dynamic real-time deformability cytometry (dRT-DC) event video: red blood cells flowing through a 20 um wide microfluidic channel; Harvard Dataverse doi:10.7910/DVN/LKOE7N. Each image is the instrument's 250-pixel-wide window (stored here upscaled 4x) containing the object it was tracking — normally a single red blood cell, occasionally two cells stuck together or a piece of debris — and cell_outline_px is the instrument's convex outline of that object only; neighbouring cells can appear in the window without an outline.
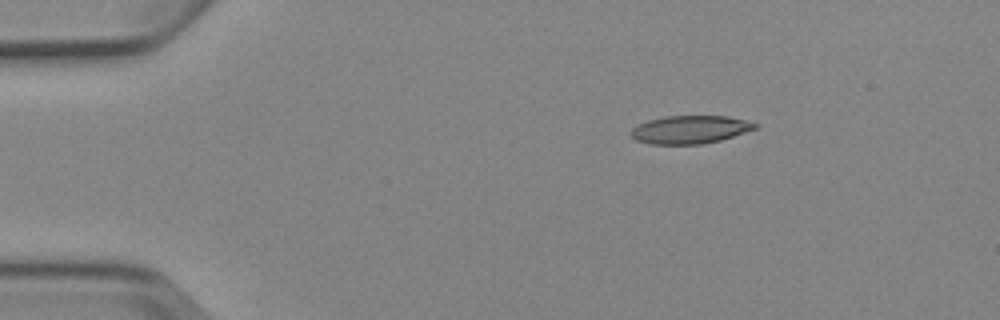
{"species": "Egyptian fruit bat (a non-hibernating species)", "species_latin": "Rousettus aegyptiacus", "temperature_condition": "cold", "stored_images_in_passage": 4, "camera_frame_rate_fps": 3000, "um_per_image_px": 0.085, "animal": {"sex": "female"}, "frame": {"image": 1, "passage_image": 2, "time_ms": 1.333, "image_size_px": [1000, 320], "cell_outline_px": [[760, 128], [720, 140], [704, 144], [648, 144], [636, 140], [632, 136], [632, 128], [648, 120], [664, 116], [728, 116], [748, 120], [760, 124]], "centroid_in_image_um": [58.73, 11.01], "position_along_channel_um": 26.3, "area_um2": 20.46}}